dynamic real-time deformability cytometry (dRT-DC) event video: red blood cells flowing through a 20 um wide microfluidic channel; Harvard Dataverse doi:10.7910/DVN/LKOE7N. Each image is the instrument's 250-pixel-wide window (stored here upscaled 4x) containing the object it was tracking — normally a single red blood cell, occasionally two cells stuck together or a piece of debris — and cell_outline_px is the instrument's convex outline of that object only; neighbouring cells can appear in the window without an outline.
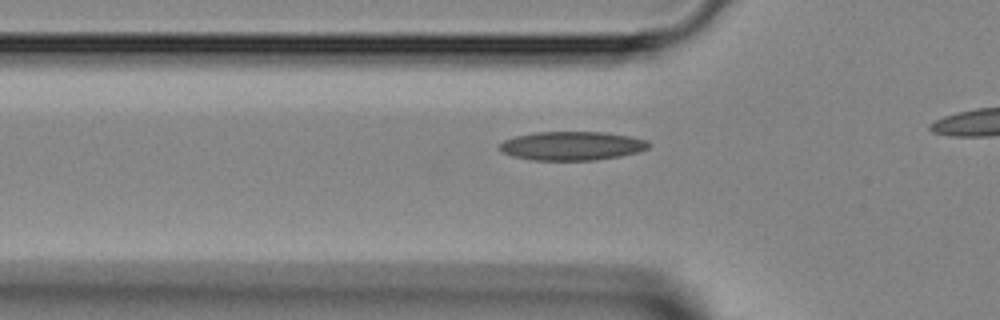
{"species": "Egyptian fruit bat (a non-hibernating species)", "species_latin": "Rousettus aegyptiacus", "temperature_condition": "room temperature", "stored_images_in_passage": 8, "camera_frame_rate_fps": 3000, "um_per_image_px": 0.085, "animal": {"sex": "female"}, "frame": {"image": 1, "passage_image": 3, "time_ms": 0.667, "image_size_px": [1000, 320], "cell_outline_px": [[652, 144], [648, 148], [636, 152], [620, 156], [596, 160], [532, 160], [512, 156], [500, 152], [496, 148], [504, 140], [516, 136], [536, 132], [604, 132], [628, 136], [648, 140]], "centroid_in_image_um": [48.58, 12.4], "position_along_channel_um": 77.2, "area_um2": 25.14}}
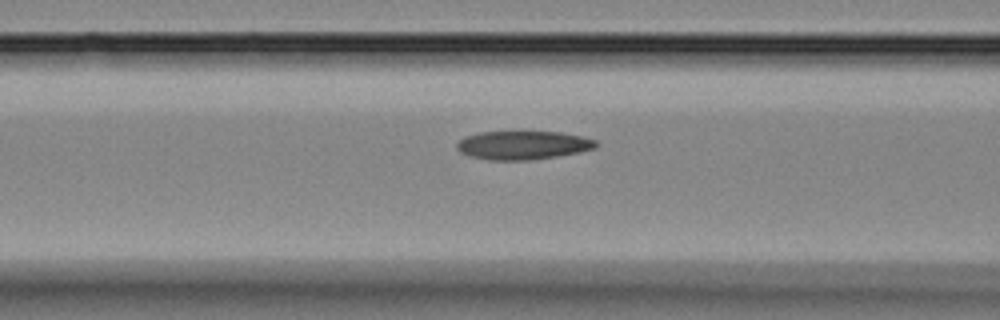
{"frame": {"image": 2, "passage_image": 6, "time_ms": 1.667, "image_size_px": [1000, 320], "cell_outline_px": [[596, 148], [580, 152], [532, 160], [488, 160], [468, 156], [460, 152], [456, 148], [456, 144], [464, 136], [480, 132], [560, 132], [580, 136], [596, 140]], "centroid_in_image_um": [44.41, 12.35], "position_along_channel_um": 122.2, "area_um2": 23.18}}